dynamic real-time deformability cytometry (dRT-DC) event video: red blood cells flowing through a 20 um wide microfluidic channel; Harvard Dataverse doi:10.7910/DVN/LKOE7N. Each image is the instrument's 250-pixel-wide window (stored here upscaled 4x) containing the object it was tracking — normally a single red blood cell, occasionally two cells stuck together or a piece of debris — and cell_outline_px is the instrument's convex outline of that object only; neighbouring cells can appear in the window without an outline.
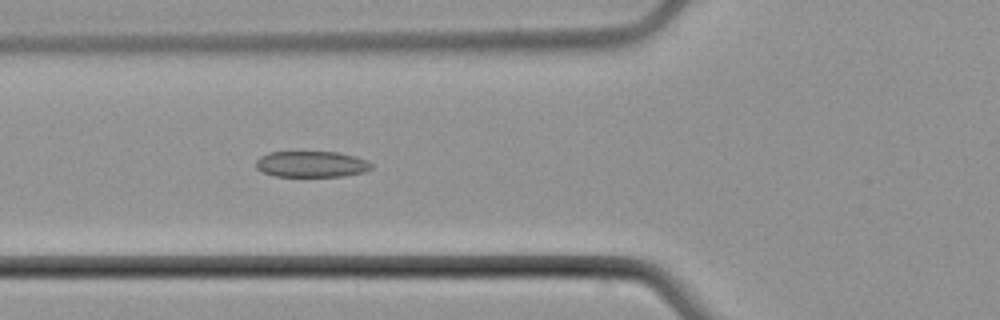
{"species": "common noctule bat (a hibernating species)", "species_latin": "Nyctalus noctula", "temperature_condition": "cold", "stored_images_in_passage": 4, "camera_frame_rate_fps": 3000, "um_per_image_px": 0.085, "animal": {"sex": "male", "body_mass_g": 21.5, "forearm_length_mm": 52.0}, "frame": {"image": 1, "passage_image": 4, "time_ms": 4.333, "image_size_px": [1000, 320], "cell_outline_px": [[372, 168], [364, 172], [344, 176], [276, 176], [264, 172], [256, 168], [256, 160], [260, 156], [268, 152], [340, 152], [356, 156], [372, 164]], "centroid_in_image_um": [26.47, 13.95], "position_along_channel_um": 99.3, "area_um2": 17.51}}